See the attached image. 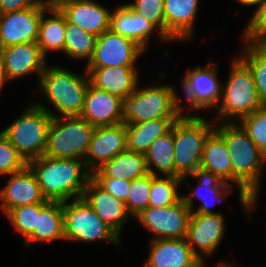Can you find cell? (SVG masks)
<instances>
[{
  "label": "cell",
  "mask_w": 266,
  "mask_h": 267,
  "mask_svg": "<svg viewBox=\"0 0 266 267\" xmlns=\"http://www.w3.org/2000/svg\"><path fill=\"white\" fill-rule=\"evenodd\" d=\"M1 208L7 214L18 206L46 203L34 172L27 165L23 170L10 175L5 188L0 192Z\"/></svg>",
  "instance_id": "cell-18"
},
{
  "label": "cell",
  "mask_w": 266,
  "mask_h": 267,
  "mask_svg": "<svg viewBox=\"0 0 266 267\" xmlns=\"http://www.w3.org/2000/svg\"><path fill=\"white\" fill-rule=\"evenodd\" d=\"M237 1L245 5H257L260 4L263 0H237Z\"/></svg>",
  "instance_id": "cell-45"
},
{
  "label": "cell",
  "mask_w": 266,
  "mask_h": 267,
  "mask_svg": "<svg viewBox=\"0 0 266 267\" xmlns=\"http://www.w3.org/2000/svg\"><path fill=\"white\" fill-rule=\"evenodd\" d=\"M43 12L38 4L0 15V47L37 42Z\"/></svg>",
  "instance_id": "cell-12"
},
{
  "label": "cell",
  "mask_w": 266,
  "mask_h": 267,
  "mask_svg": "<svg viewBox=\"0 0 266 267\" xmlns=\"http://www.w3.org/2000/svg\"><path fill=\"white\" fill-rule=\"evenodd\" d=\"M149 174L144 154L124 151L92 172V177L133 181Z\"/></svg>",
  "instance_id": "cell-26"
},
{
  "label": "cell",
  "mask_w": 266,
  "mask_h": 267,
  "mask_svg": "<svg viewBox=\"0 0 266 267\" xmlns=\"http://www.w3.org/2000/svg\"><path fill=\"white\" fill-rule=\"evenodd\" d=\"M39 80L47 99L63 117L80 116L90 83L87 77L82 78L67 69L45 66Z\"/></svg>",
  "instance_id": "cell-5"
},
{
  "label": "cell",
  "mask_w": 266,
  "mask_h": 267,
  "mask_svg": "<svg viewBox=\"0 0 266 267\" xmlns=\"http://www.w3.org/2000/svg\"><path fill=\"white\" fill-rule=\"evenodd\" d=\"M223 234L222 214H191L185 239L191 250L203 261L202 255L197 252L194 245L199 247L203 255H209L219 246Z\"/></svg>",
  "instance_id": "cell-16"
},
{
  "label": "cell",
  "mask_w": 266,
  "mask_h": 267,
  "mask_svg": "<svg viewBox=\"0 0 266 267\" xmlns=\"http://www.w3.org/2000/svg\"><path fill=\"white\" fill-rule=\"evenodd\" d=\"M135 66L87 67L86 74L92 86L109 92L124 102L138 87Z\"/></svg>",
  "instance_id": "cell-17"
},
{
  "label": "cell",
  "mask_w": 266,
  "mask_h": 267,
  "mask_svg": "<svg viewBox=\"0 0 266 267\" xmlns=\"http://www.w3.org/2000/svg\"><path fill=\"white\" fill-rule=\"evenodd\" d=\"M94 127L112 126L124 121V101L89 83L83 110L79 116Z\"/></svg>",
  "instance_id": "cell-13"
},
{
  "label": "cell",
  "mask_w": 266,
  "mask_h": 267,
  "mask_svg": "<svg viewBox=\"0 0 266 267\" xmlns=\"http://www.w3.org/2000/svg\"><path fill=\"white\" fill-rule=\"evenodd\" d=\"M200 167L210 171L220 180L232 182V161L225 139L214 130L205 142Z\"/></svg>",
  "instance_id": "cell-28"
},
{
  "label": "cell",
  "mask_w": 266,
  "mask_h": 267,
  "mask_svg": "<svg viewBox=\"0 0 266 267\" xmlns=\"http://www.w3.org/2000/svg\"><path fill=\"white\" fill-rule=\"evenodd\" d=\"M174 142V177L182 181L200 167L203 149L216 129L205 119L181 115L172 126Z\"/></svg>",
  "instance_id": "cell-3"
},
{
  "label": "cell",
  "mask_w": 266,
  "mask_h": 267,
  "mask_svg": "<svg viewBox=\"0 0 266 267\" xmlns=\"http://www.w3.org/2000/svg\"><path fill=\"white\" fill-rule=\"evenodd\" d=\"M37 214H40V203L18 206L6 215L15 229L22 233L25 240L36 227Z\"/></svg>",
  "instance_id": "cell-36"
},
{
  "label": "cell",
  "mask_w": 266,
  "mask_h": 267,
  "mask_svg": "<svg viewBox=\"0 0 266 267\" xmlns=\"http://www.w3.org/2000/svg\"><path fill=\"white\" fill-rule=\"evenodd\" d=\"M247 45V55L238 58L251 71L259 99L266 106V43L249 42Z\"/></svg>",
  "instance_id": "cell-31"
},
{
  "label": "cell",
  "mask_w": 266,
  "mask_h": 267,
  "mask_svg": "<svg viewBox=\"0 0 266 267\" xmlns=\"http://www.w3.org/2000/svg\"><path fill=\"white\" fill-rule=\"evenodd\" d=\"M51 120L48 109L35 103L2 133L28 163L45 154Z\"/></svg>",
  "instance_id": "cell-4"
},
{
  "label": "cell",
  "mask_w": 266,
  "mask_h": 267,
  "mask_svg": "<svg viewBox=\"0 0 266 267\" xmlns=\"http://www.w3.org/2000/svg\"><path fill=\"white\" fill-rule=\"evenodd\" d=\"M179 117H162L137 124H126V151L145 154L156 138L168 133Z\"/></svg>",
  "instance_id": "cell-24"
},
{
  "label": "cell",
  "mask_w": 266,
  "mask_h": 267,
  "mask_svg": "<svg viewBox=\"0 0 266 267\" xmlns=\"http://www.w3.org/2000/svg\"><path fill=\"white\" fill-rule=\"evenodd\" d=\"M73 0H35V3L41 6L44 10H61L65 5Z\"/></svg>",
  "instance_id": "cell-43"
},
{
  "label": "cell",
  "mask_w": 266,
  "mask_h": 267,
  "mask_svg": "<svg viewBox=\"0 0 266 267\" xmlns=\"http://www.w3.org/2000/svg\"><path fill=\"white\" fill-rule=\"evenodd\" d=\"M82 197L97 216L119 236L123 223L130 215L125 202L113 197L92 177L87 182Z\"/></svg>",
  "instance_id": "cell-19"
},
{
  "label": "cell",
  "mask_w": 266,
  "mask_h": 267,
  "mask_svg": "<svg viewBox=\"0 0 266 267\" xmlns=\"http://www.w3.org/2000/svg\"><path fill=\"white\" fill-rule=\"evenodd\" d=\"M125 135L126 124L124 122L112 126L95 127L84 160L85 164L89 165L94 172L117 154L126 151Z\"/></svg>",
  "instance_id": "cell-15"
},
{
  "label": "cell",
  "mask_w": 266,
  "mask_h": 267,
  "mask_svg": "<svg viewBox=\"0 0 266 267\" xmlns=\"http://www.w3.org/2000/svg\"><path fill=\"white\" fill-rule=\"evenodd\" d=\"M240 121L239 124L247 132L249 138L266 156V106H262Z\"/></svg>",
  "instance_id": "cell-37"
},
{
  "label": "cell",
  "mask_w": 266,
  "mask_h": 267,
  "mask_svg": "<svg viewBox=\"0 0 266 267\" xmlns=\"http://www.w3.org/2000/svg\"><path fill=\"white\" fill-rule=\"evenodd\" d=\"M231 73L226 87H223L219 117L239 116L243 119L260 109L263 105L259 99L253 76L249 68L239 59L233 60Z\"/></svg>",
  "instance_id": "cell-8"
},
{
  "label": "cell",
  "mask_w": 266,
  "mask_h": 267,
  "mask_svg": "<svg viewBox=\"0 0 266 267\" xmlns=\"http://www.w3.org/2000/svg\"><path fill=\"white\" fill-rule=\"evenodd\" d=\"M103 189L110 193L113 197L124 202L129 194L131 181L118 180L108 177H92Z\"/></svg>",
  "instance_id": "cell-41"
},
{
  "label": "cell",
  "mask_w": 266,
  "mask_h": 267,
  "mask_svg": "<svg viewBox=\"0 0 266 267\" xmlns=\"http://www.w3.org/2000/svg\"><path fill=\"white\" fill-rule=\"evenodd\" d=\"M127 5L157 27L163 41H168L165 38L164 0H135Z\"/></svg>",
  "instance_id": "cell-38"
},
{
  "label": "cell",
  "mask_w": 266,
  "mask_h": 267,
  "mask_svg": "<svg viewBox=\"0 0 266 267\" xmlns=\"http://www.w3.org/2000/svg\"><path fill=\"white\" fill-rule=\"evenodd\" d=\"M56 239H64L62 202L48 200L46 203H40L36 227L24 241L28 246L31 241L51 242Z\"/></svg>",
  "instance_id": "cell-27"
},
{
  "label": "cell",
  "mask_w": 266,
  "mask_h": 267,
  "mask_svg": "<svg viewBox=\"0 0 266 267\" xmlns=\"http://www.w3.org/2000/svg\"><path fill=\"white\" fill-rule=\"evenodd\" d=\"M192 199L187 195L172 206L148 207L137 218L143 226L157 234L154 239H183L193 211Z\"/></svg>",
  "instance_id": "cell-10"
},
{
  "label": "cell",
  "mask_w": 266,
  "mask_h": 267,
  "mask_svg": "<svg viewBox=\"0 0 266 267\" xmlns=\"http://www.w3.org/2000/svg\"><path fill=\"white\" fill-rule=\"evenodd\" d=\"M191 176L199 178V184L194 192H192V195L195 197H198L199 199H202L203 205L198 208L196 211H192V214H215V212L211 211L209 209V202L207 199L203 196V194H200L199 189H205L207 190L206 193L208 195L213 196L216 202L218 199L224 197L225 195H228L232 192V184H227L226 182L220 180L217 176H215L210 171L198 167ZM229 186V188H227ZM228 189V190H227ZM225 192V193H224ZM206 194V195H207ZM204 200V201H203ZM215 204V203H214Z\"/></svg>",
  "instance_id": "cell-32"
},
{
  "label": "cell",
  "mask_w": 266,
  "mask_h": 267,
  "mask_svg": "<svg viewBox=\"0 0 266 267\" xmlns=\"http://www.w3.org/2000/svg\"><path fill=\"white\" fill-rule=\"evenodd\" d=\"M28 163L7 137L0 133V175H11L23 170Z\"/></svg>",
  "instance_id": "cell-39"
},
{
  "label": "cell",
  "mask_w": 266,
  "mask_h": 267,
  "mask_svg": "<svg viewBox=\"0 0 266 267\" xmlns=\"http://www.w3.org/2000/svg\"><path fill=\"white\" fill-rule=\"evenodd\" d=\"M35 4V0H0V15L28 9Z\"/></svg>",
  "instance_id": "cell-42"
},
{
  "label": "cell",
  "mask_w": 266,
  "mask_h": 267,
  "mask_svg": "<svg viewBox=\"0 0 266 267\" xmlns=\"http://www.w3.org/2000/svg\"><path fill=\"white\" fill-rule=\"evenodd\" d=\"M82 159H61L42 155L30 160L28 166L34 172L46 200L64 202L75 196H83L92 172L82 171Z\"/></svg>",
  "instance_id": "cell-2"
},
{
  "label": "cell",
  "mask_w": 266,
  "mask_h": 267,
  "mask_svg": "<svg viewBox=\"0 0 266 267\" xmlns=\"http://www.w3.org/2000/svg\"><path fill=\"white\" fill-rule=\"evenodd\" d=\"M2 53L7 80L20 78L30 72H37L40 76L44 71L46 58L37 42L8 46L2 48Z\"/></svg>",
  "instance_id": "cell-21"
},
{
  "label": "cell",
  "mask_w": 266,
  "mask_h": 267,
  "mask_svg": "<svg viewBox=\"0 0 266 267\" xmlns=\"http://www.w3.org/2000/svg\"><path fill=\"white\" fill-rule=\"evenodd\" d=\"M155 26L140 14L134 12L127 4L111 13L110 29L117 34L131 39L144 50Z\"/></svg>",
  "instance_id": "cell-25"
},
{
  "label": "cell",
  "mask_w": 266,
  "mask_h": 267,
  "mask_svg": "<svg viewBox=\"0 0 266 267\" xmlns=\"http://www.w3.org/2000/svg\"><path fill=\"white\" fill-rule=\"evenodd\" d=\"M244 35L247 42L266 43V0L259 4Z\"/></svg>",
  "instance_id": "cell-40"
},
{
  "label": "cell",
  "mask_w": 266,
  "mask_h": 267,
  "mask_svg": "<svg viewBox=\"0 0 266 267\" xmlns=\"http://www.w3.org/2000/svg\"><path fill=\"white\" fill-rule=\"evenodd\" d=\"M216 66L212 63L208 67H198L188 70L183 78V90L191 106L195 109H203L214 106L221 98L222 88L216 77Z\"/></svg>",
  "instance_id": "cell-14"
},
{
  "label": "cell",
  "mask_w": 266,
  "mask_h": 267,
  "mask_svg": "<svg viewBox=\"0 0 266 267\" xmlns=\"http://www.w3.org/2000/svg\"><path fill=\"white\" fill-rule=\"evenodd\" d=\"M198 0H164L165 38H190Z\"/></svg>",
  "instance_id": "cell-23"
},
{
  "label": "cell",
  "mask_w": 266,
  "mask_h": 267,
  "mask_svg": "<svg viewBox=\"0 0 266 267\" xmlns=\"http://www.w3.org/2000/svg\"><path fill=\"white\" fill-rule=\"evenodd\" d=\"M181 182L183 181L180 177L166 176V178H158L157 175L151 174L149 207L162 208L179 202L182 196L177 194L176 188Z\"/></svg>",
  "instance_id": "cell-34"
},
{
  "label": "cell",
  "mask_w": 266,
  "mask_h": 267,
  "mask_svg": "<svg viewBox=\"0 0 266 267\" xmlns=\"http://www.w3.org/2000/svg\"><path fill=\"white\" fill-rule=\"evenodd\" d=\"M215 130L225 139L232 161V182L238 184L241 204L250 212L257 199L260 171L266 157L238 121L236 124L225 120Z\"/></svg>",
  "instance_id": "cell-1"
},
{
  "label": "cell",
  "mask_w": 266,
  "mask_h": 267,
  "mask_svg": "<svg viewBox=\"0 0 266 267\" xmlns=\"http://www.w3.org/2000/svg\"><path fill=\"white\" fill-rule=\"evenodd\" d=\"M64 239L92 242L105 240L119 244V236L101 220L83 197L62 202Z\"/></svg>",
  "instance_id": "cell-9"
},
{
  "label": "cell",
  "mask_w": 266,
  "mask_h": 267,
  "mask_svg": "<svg viewBox=\"0 0 266 267\" xmlns=\"http://www.w3.org/2000/svg\"><path fill=\"white\" fill-rule=\"evenodd\" d=\"M97 43V36L84 31L67 21L65 29L64 53L72 58H86L88 63L93 57L94 49Z\"/></svg>",
  "instance_id": "cell-33"
},
{
  "label": "cell",
  "mask_w": 266,
  "mask_h": 267,
  "mask_svg": "<svg viewBox=\"0 0 266 267\" xmlns=\"http://www.w3.org/2000/svg\"><path fill=\"white\" fill-rule=\"evenodd\" d=\"M144 49L111 29L97 36L94 54L87 67L134 66Z\"/></svg>",
  "instance_id": "cell-11"
},
{
  "label": "cell",
  "mask_w": 266,
  "mask_h": 267,
  "mask_svg": "<svg viewBox=\"0 0 266 267\" xmlns=\"http://www.w3.org/2000/svg\"><path fill=\"white\" fill-rule=\"evenodd\" d=\"M60 11L68 22L95 36L110 29L111 13L92 0H73Z\"/></svg>",
  "instance_id": "cell-22"
},
{
  "label": "cell",
  "mask_w": 266,
  "mask_h": 267,
  "mask_svg": "<svg viewBox=\"0 0 266 267\" xmlns=\"http://www.w3.org/2000/svg\"><path fill=\"white\" fill-rule=\"evenodd\" d=\"M149 173L157 175L152 165L165 176H174V142L172 129L156 138L144 154Z\"/></svg>",
  "instance_id": "cell-30"
},
{
  "label": "cell",
  "mask_w": 266,
  "mask_h": 267,
  "mask_svg": "<svg viewBox=\"0 0 266 267\" xmlns=\"http://www.w3.org/2000/svg\"><path fill=\"white\" fill-rule=\"evenodd\" d=\"M200 267H203V263L201 264ZM215 267H237V266H233V265H230V264H226V263H221Z\"/></svg>",
  "instance_id": "cell-46"
},
{
  "label": "cell",
  "mask_w": 266,
  "mask_h": 267,
  "mask_svg": "<svg viewBox=\"0 0 266 267\" xmlns=\"http://www.w3.org/2000/svg\"><path fill=\"white\" fill-rule=\"evenodd\" d=\"M145 267H200L203 261L183 239H153Z\"/></svg>",
  "instance_id": "cell-20"
},
{
  "label": "cell",
  "mask_w": 266,
  "mask_h": 267,
  "mask_svg": "<svg viewBox=\"0 0 266 267\" xmlns=\"http://www.w3.org/2000/svg\"><path fill=\"white\" fill-rule=\"evenodd\" d=\"M151 192V173L131 181L125 202L129 214L138 217L149 207Z\"/></svg>",
  "instance_id": "cell-35"
},
{
  "label": "cell",
  "mask_w": 266,
  "mask_h": 267,
  "mask_svg": "<svg viewBox=\"0 0 266 267\" xmlns=\"http://www.w3.org/2000/svg\"><path fill=\"white\" fill-rule=\"evenodd\" d=\"M5 81H7V78L4 70V59H3L2 48L0 47V90Z\"/></svg>",
  "instance_id": "cell-44"
},
{
  "label": "cell",
  "mask_w": 266,
  "mask_h": 267,
  "mask_svg": "<svg viewBox=\"0 0 266 267\" xmlns=\"http://www.w3.org/2000/svg\"><path fill=\"white\" fill-rule=\"evenodd\" d=\"M171 86L147 87L134 93L124 102V123L137 124L162 117H180L183 112Z\"/></svg>",
  "instance_id": "cell-7"
},
{
  "label": "cell",
  "mask_w": 266,
  "mask_h": 267,
  "mask_svg": "<svg viewBox=\"0 0 266 267\" xmlns=\"http://www.w3.org/2000/svg\"><path fill=\"white\" fill-rule=\"evenodd\" d=\"M44 13L39 24L37 45L46 58L48 50L64 51L66 17L60 10H49L53 16L50 18H46Z\"/></svg>",
  "instance_id": "cell-29"
},
{
  "label": "cell",
  "mask_w": 266,
  "mask_h": 267,
  "mask_svg": "<svg viewBox=\"0 0 266 267\" xmlns=\"http://www.w3.org/2000/svg\"><path fill=\"white\" fill-rule=\"evenodd\" d=\"M52 115L45 154L52 158L82 159L86 157L95 127L79 116Z\"/></svg>",
  "instance_id": "cell-6"
}]
</instances>
